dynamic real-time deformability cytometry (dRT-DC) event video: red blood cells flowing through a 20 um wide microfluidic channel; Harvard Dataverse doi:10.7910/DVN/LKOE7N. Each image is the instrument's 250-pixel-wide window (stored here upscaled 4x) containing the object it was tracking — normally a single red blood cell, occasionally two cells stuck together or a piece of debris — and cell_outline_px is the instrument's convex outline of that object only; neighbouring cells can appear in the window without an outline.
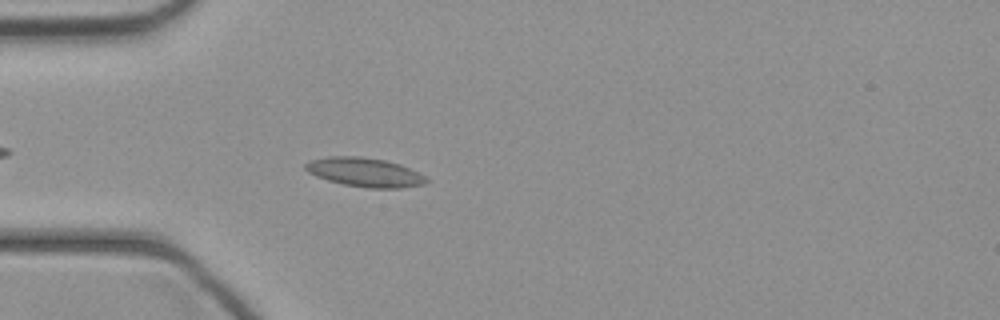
{"species": "common noctule bat (a hibernating species)", "species_latin": "Nyctalus noctula", "temperature_condition": "cold", "stored_images_in_passage": 37, "camera_frame_rate_fps": 3000, "um_per_image_px": 0.085, "animal": {"sex": "female", "body_mass_g": 21.9}, "frame": {"image": 1, "passage_image": 5, "time_ms": 1.333, "image_size_px": [1000, 320], "cell_outline_px": [[428, 180], [424, 184], [400, 188], [368, 188], [344, 184], [328, 180], [316, 176], [308, 172], [304, 168], [304, 164], [312, 160], [328, 156], [360, 156], [384, 160], [400, 164], [424, 176]], "centroid_in_image_um": [30.97, 14.64], "position_along_channel_um": 54.0, "area_um2": 20.23}}
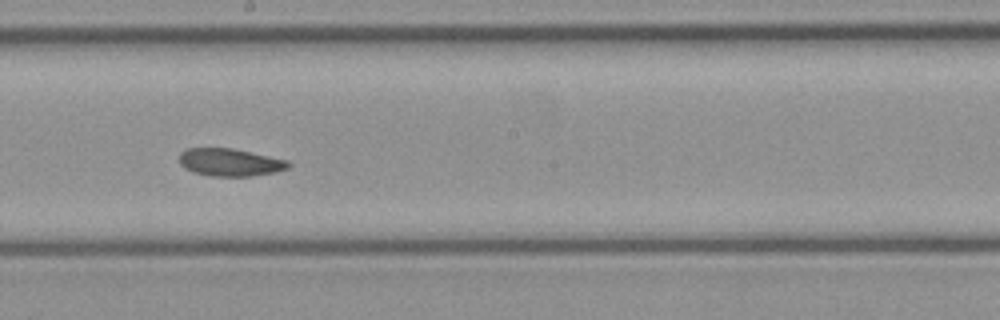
{"frame": {"image": 2, "passage_image": 17, "time_ms": 5.333, "image_size_px": [1000, 320], "cell_outline_px": [[292, 164], [288, 168], [276, 172], [252, 176], [212, 176], [192, 172], [184, 168], [180, 164], [180, 152], [188, 148], [232, 148], [288, 160]], "centroid_in_image_um": [19.56, 13.8], "position_along_channel_um": 228.6, "area_um2": 17.63}}
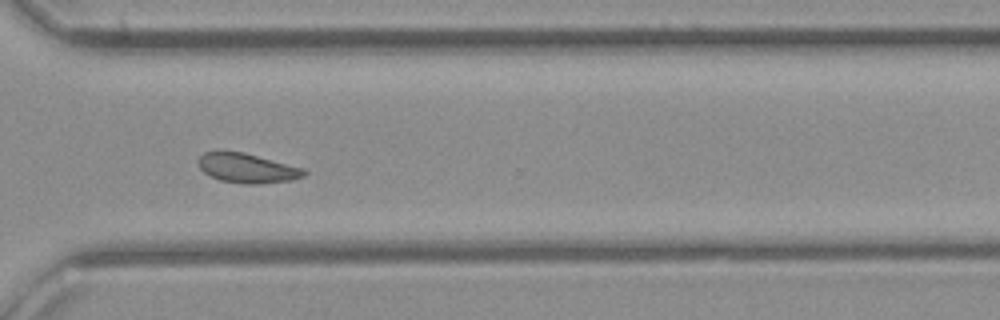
{"frame": {"image": 3, "passage_image": 25, "time_ms": 8.0, "image_size_px": [1000, 320], "cell_outline_px": [[308, 172], [304, 176], [292, 180], [256, 184], [244, 184], [220, 180], [208, 176], [200, 168], [196, 160], [204, 152], [220, 148], [244, 152], [304, 168]], "centroid_in_image_um": [20.95, 14.25], "position_along_channel_um": 349.7, "area_um2": 18.79}}